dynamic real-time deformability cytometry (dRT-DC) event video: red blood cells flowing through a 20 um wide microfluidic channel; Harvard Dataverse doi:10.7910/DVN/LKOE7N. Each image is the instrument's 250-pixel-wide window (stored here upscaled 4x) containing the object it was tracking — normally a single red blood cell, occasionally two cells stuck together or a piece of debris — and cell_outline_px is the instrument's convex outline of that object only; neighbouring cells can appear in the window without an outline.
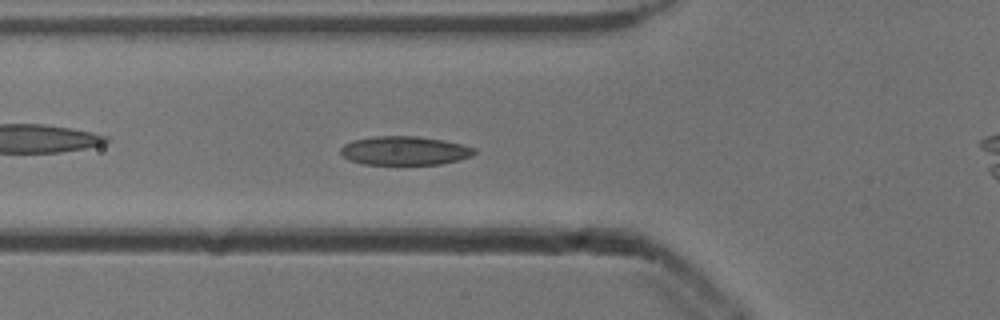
{"species": "common noctule bat (a hibernating species)", "species_latin": "Nyctalus noctula", "temperature_condition": "cold", "stored_images_in_passage": 45, "camera_frame_rate_fps": 3000, "um_per_image_px": 0.085, "animal": {"sex": "male", "body_mass_g": 13.3}, "frame": {"image": 1, "passage_image": 10, "time_ms": 3.0, "image_size_px": [1000, 320], "cell_outline_px": [[476, 152], [472, 156], [460, 160], [440, 164], [364, 164], [348, 160], [340, 152], [340, 148], [344, 144], [352, 140], [376, 136], [416, 136], [444, 140], [476, 148]], "centroid_in_image_um": [34.4, 12.8], "position_along_channel_um": 91.4, "area_um2": 22.48}}
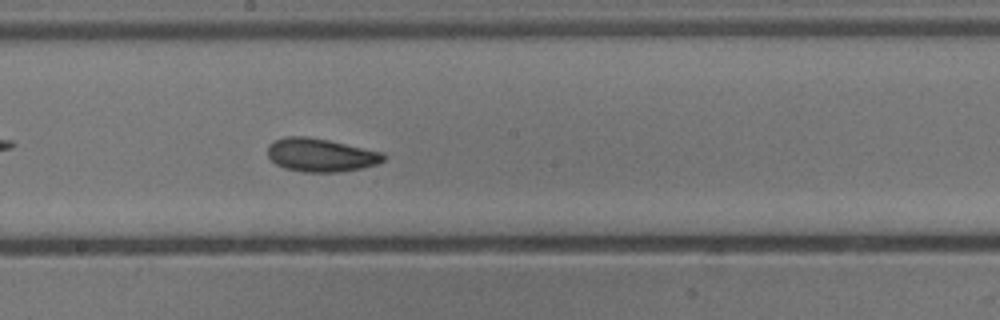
{"frame": {"image": 2, "passage_image": 20, "time_ms": 6.333, "image_size_px": [1000, 320], "cell_outline_px": [[388, 156], [384, 160], [376, 164], [360, 168], [340, 172], [304, 172], [284, 168], [276, 164], [268, 156], [268, 144], [272, 140], [284, 136], [308, 136], [328, 140], [384, 152]], "centroid_in_image_um": [27.25, 13.16], "position_along_channel_um": 220.9, "area_um2": 22.72}}
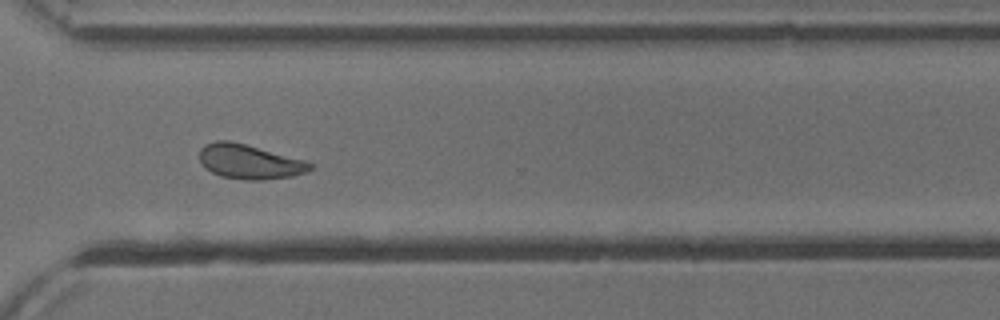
{"frame": {"image": 3, "passage_image": 30, "time_ms": 9.667, "image_size_px": [1000, 320], "cell_outline_px": [[312, 168], [304, 172], [292, 176], [264, 180], [244, 180], [220, 176], [204, 168], [200, 164], [200, 148], [204, 144], [216, 140], [228, 140], [244, 144], [304, 160], [312, 164]], "centroid_in_image_um": [21.14, 13.75], "position_along_channel_um": 349.5, "area_um2": 22.14}, "authors_computed_cell_mechanics": {"area_um2": 22.542, "velocity_mm_per_s": 3.868, "shape_relaxation_time_tau1_ms": 2.9749, "shape_relaxation_time_tau2_ms": 3.3398, "deformation_change_tau1": 0.097, "deformation_change_tau2": 0.0835}}